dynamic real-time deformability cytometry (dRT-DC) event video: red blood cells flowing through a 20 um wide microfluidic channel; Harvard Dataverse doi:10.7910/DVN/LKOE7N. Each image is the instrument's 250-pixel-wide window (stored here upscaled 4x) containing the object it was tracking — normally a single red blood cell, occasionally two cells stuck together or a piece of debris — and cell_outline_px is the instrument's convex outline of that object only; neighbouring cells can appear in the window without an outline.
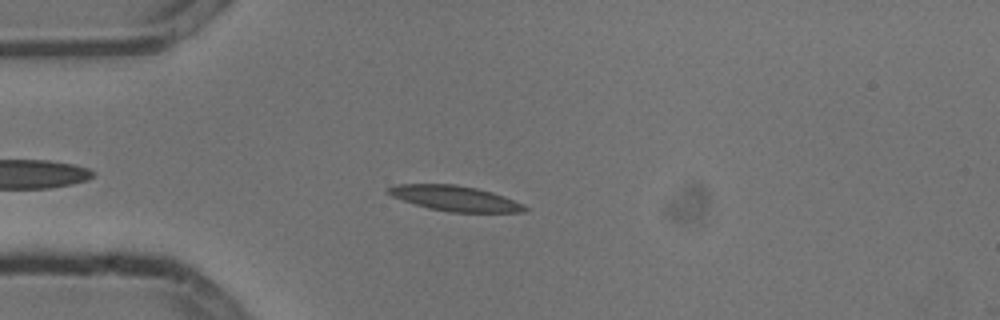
{"species": "common noctule bat (a hibernating species)", "species_latin": "Nyctalus noctula", "temperature_condition": "cold", "stored_images_in_passage": 5, "camera_frame_rate_fps": 3000, "um_per_image_px": 0.085, "animal": {"sex": "male", "body_mass_g": 13.3}, "frame": {"image": 1, "passage_image": 5, "time_ms": 1.333, "image_size_px": [1000, 320], "cell_outline_px": [[528, 208], [524, 212], [448, 212], [428, 208], [392, 196], [384, 188], [396, 184], [456, 184], [476, 188], [492, 192], [504, 196], [524, 204]], "centroid_in_image_um": [38.68, 16.85], "position_along_channel_um": 46.3, "area_um2": 20.06}}